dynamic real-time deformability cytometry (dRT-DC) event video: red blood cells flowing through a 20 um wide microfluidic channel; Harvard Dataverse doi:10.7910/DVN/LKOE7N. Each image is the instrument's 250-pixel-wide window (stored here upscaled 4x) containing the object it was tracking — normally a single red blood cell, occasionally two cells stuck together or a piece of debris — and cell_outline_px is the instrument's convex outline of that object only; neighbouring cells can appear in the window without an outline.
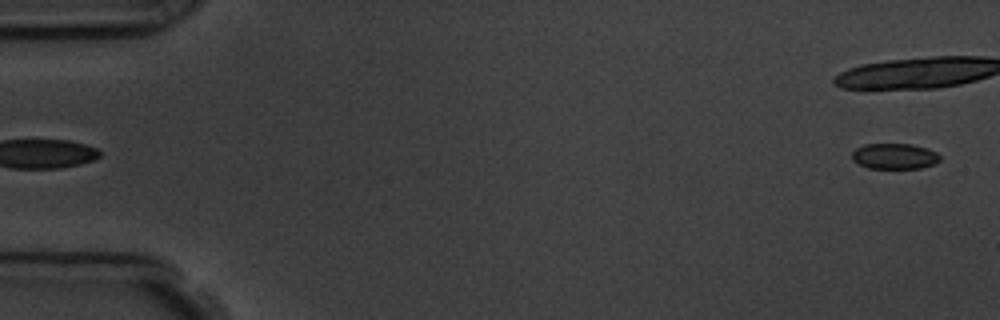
{"species": "common noctule bat (a hibernating species)", "species_latin": "Nyctalus noctula", "temperature_condition": "room temperature", "stored_images_in_passage": 6, "segment_of_instrument_passage": [2, 2], "camera_frame_rate_fps": 3000, "um_per_image_px": 0.085, "animal": {"sex": "male", "body_mass_g": 19.5, "forearm_length_mm": 54.6}, "frame": {"image": 1, "passage_image": 6, "time_ms": 5.667, "image_size_px": [1000, 320], "cell_outline_px": [[940, 160], [936, 164], [920, 168], [868, 168], [852, 160], [852, 152], [856, 148], [864, 144], [912, 144], [928, 148], [936, 152], [940, 156]], "centroid_in_image_um": [76.05, 13.27], "position_along_channel_um": 8.9, "area_um2": 13.24}}